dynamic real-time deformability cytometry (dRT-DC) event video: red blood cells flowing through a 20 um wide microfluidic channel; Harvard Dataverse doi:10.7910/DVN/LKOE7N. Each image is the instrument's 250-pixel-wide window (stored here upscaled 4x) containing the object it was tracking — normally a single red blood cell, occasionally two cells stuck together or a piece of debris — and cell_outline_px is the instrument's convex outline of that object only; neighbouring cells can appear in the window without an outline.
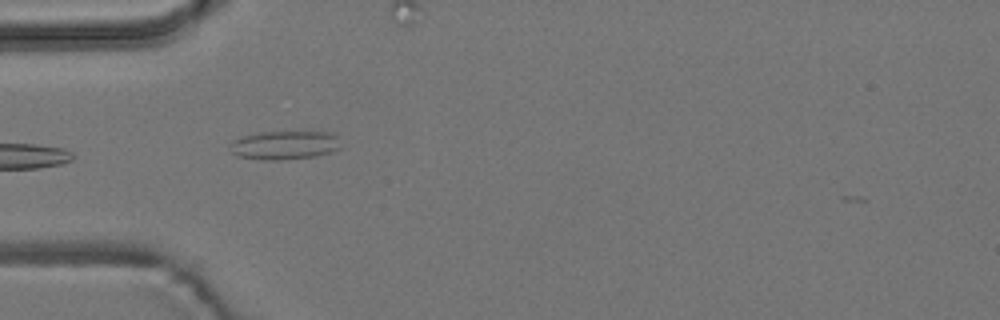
{"species": "common noctule bat (a hibernating species)", "species_latin": "Nyctalus noctula", "temperature_condition": "room temperature", "stored_images_in_passage": 5, "camera_frame_rate_fps": 3000, "um_per_image_px": 0.085, "animal": {"sex": "male", "body_mass_g": 19.2, "forearm_length_mm": 51.8}, "frame": {"image": 1, "passage_image": 5, "time_ms": 4.667, "image_size_px": [1000, 320], "cell_outline_px": [[340, 148], [328, 152], [312, 156], [280, 160], [264, 160], [236, 156], [228, 148], [232, 140], [244, 136], [260, 132], [332, 132], [336, 136]], "centroid_in_image_um": [24.12, 12.33], "position_along_channel_um": 60.9, "area_um2": 18.32}}